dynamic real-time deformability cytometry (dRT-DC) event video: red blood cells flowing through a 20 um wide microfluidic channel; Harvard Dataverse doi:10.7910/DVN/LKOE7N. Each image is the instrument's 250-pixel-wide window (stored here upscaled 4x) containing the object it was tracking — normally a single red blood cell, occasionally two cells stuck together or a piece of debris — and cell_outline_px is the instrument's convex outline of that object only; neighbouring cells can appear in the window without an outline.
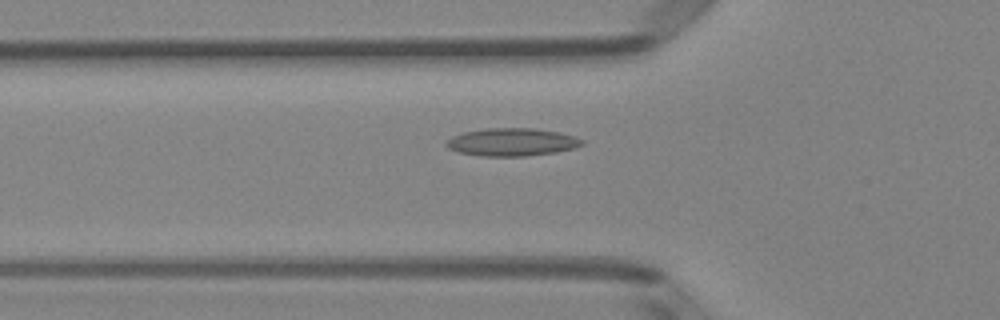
{"species": "Egyptian fruit bat (a non-hibernating species)", "species_latin": "Rousettus aegyptiacus", "temperature_condition": "room temperature", "stored_images_in_passage": 35, "camera_frame_rate_fps": 3000, "um_per_image_px": 0.085, "animal": {"sex": "female"}, "frame": {"image": 1, "passage_image": 2, "time_ms": 0.333, "image_size_px": [1000, 320], "cell_outline_px": [[584, 144], [572, 148], [556, 152], [524, 156], [480, 156], [460, 152], [448, 148], [444, 144], [444, 140], [452, 136], [464, 132], [488, 128], [532, 128], [560, 132], [584, 140]], "centroid_in_image_um": [43.47, 12.07], "position_along_channel_um": 82.3, "area_um2": 21.96}}
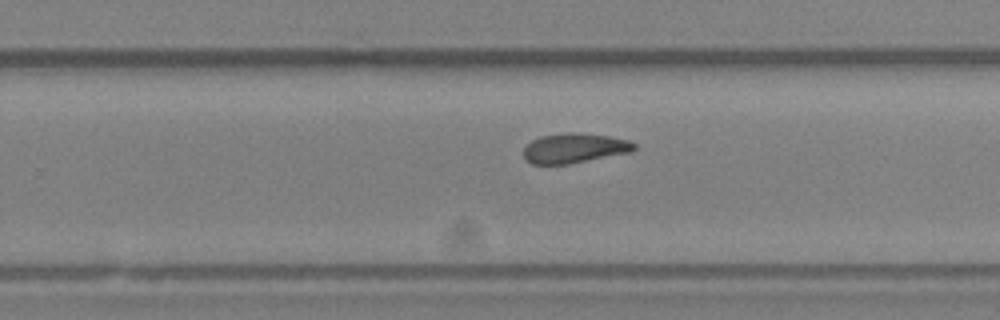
{"frame": {"image": 2, "passage_image": 17, "time_ms": 5.333, "image_size_px": [1000, 320], "cell_outline_px": [[636, 148], [628, 152], [568, 164], [532, 164], [524, 160], [524, 148], [532, 140], [540, 136], [564, 132], [580, 132], [608, 136], [628, 140], [636, 144]], "centroid_in_image_um": [48.78, 12.58], "position_along_channel_um": 281.0, "area_um2": 19.13}}
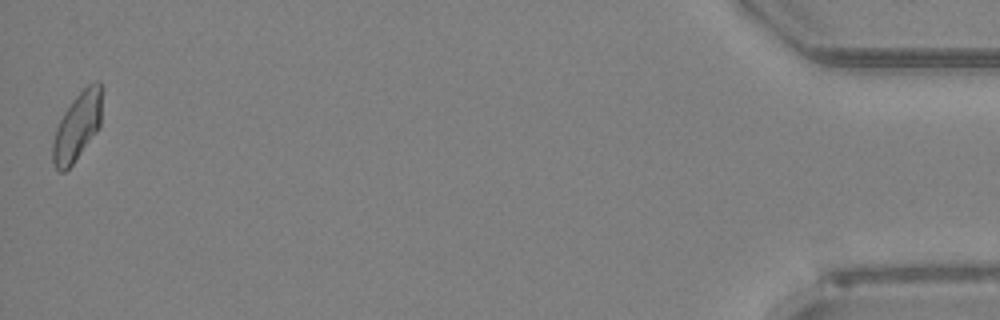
{"frame": {"image": 3, "passage_image": 35, "time_ms": 11.333, "image_size_px": [1000, 320], "cell_outline_px": [[100, 124], [96, 132], [72, 164], [64, 172], [60, 172], [56, 168], [52, 160], [52, 144], [56, 128], [64, 112], [72, 100], [88, 84], [96, 80], [100, 80]], "centroid_in_image_um": [6.53, 10.76], "position_along_channel_um": 428.7, "area_um2": 19.02}, "authors_computed_cell_mechanics": {"area_um2": 19.1896, "velocity_mm_per_s": 3.9814, "shape_relaxation_time_tau1_ms": 7.9758, "shape_relaxation_time_tau2_ms": 3.5046, "deformation_change_tau1": 0.1737, "deformation_change_tau2": 0.1058}}